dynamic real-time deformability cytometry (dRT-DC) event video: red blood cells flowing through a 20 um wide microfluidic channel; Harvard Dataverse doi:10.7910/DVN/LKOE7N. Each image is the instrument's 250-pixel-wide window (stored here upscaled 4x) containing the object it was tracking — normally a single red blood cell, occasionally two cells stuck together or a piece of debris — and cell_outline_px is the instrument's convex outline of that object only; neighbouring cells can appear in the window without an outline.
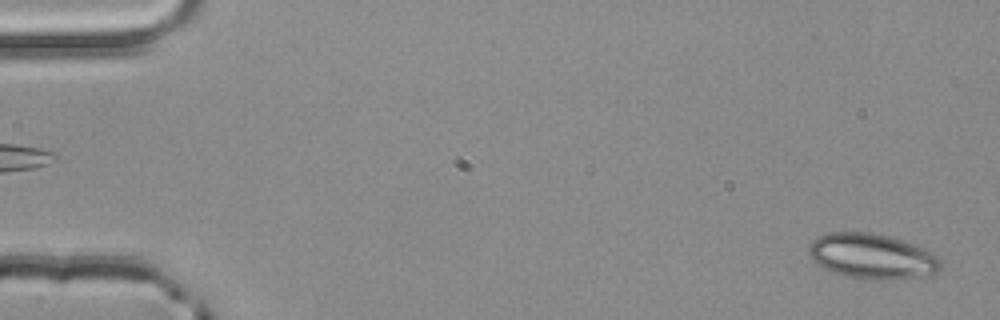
{"species": "common noctule bat (a hibernating species)", "species_latin": "Nyctalus noctula", "temperature_condition": "room temperature", "stored_images_in_passage": 3, "segment_of_instrument_passage": [2, 2], "camera_frame_rate_fps": 3000, "um_per_image_px": 0.085, "animal": {"sex": "male", "body_mass_g": 20.4}, "frame": {"image": 1, "passage_image": 3, "time_ms": 0.667, "image_size_px": [1000, 320], "cell_outline_px": [[940, 268], [936, 272], [920, 276], [900, 280], [872, 280], [848, 276], [824, 268], [816, 264], [812, 260], [808, 252], [808, 248], [812, 240], [820, 236], [832, 232], [872, 232], [888, 236], [912, 244], [932, 252], [940, 260]], "centroid_in_image_um": [74.1, 21.79], "position_along_channel_um": 10.9, "area_um2": 34.56}}